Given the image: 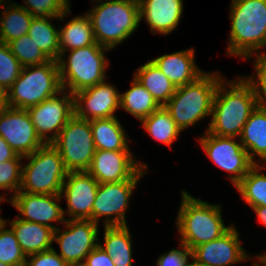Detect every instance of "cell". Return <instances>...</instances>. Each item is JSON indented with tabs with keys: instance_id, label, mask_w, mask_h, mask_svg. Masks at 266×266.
Segmentation results:
<instances>
[{
	"instance_id": "46",
	"label": "cell",
	"mask_w": 266,
	"mask_h": 266,
	"mask_svg": "<svg viewBox=\"0 0 266 266\" xmlns=\"http://www.w3.org/2000/svg\"><path fill=\"white\" fill-rule=\"evenodd\" d=\"M266 263V254L259 256Z\"/></svg>"
},
{
	"instance_id": "34",
	"label": "cell",
	"mask_w": 266,
	"mask_h": 266,
	"mask_svg": "<svg viewBox=\"0 0 266 266\" xmlns=\"http://www.w3.org/2000/svg\"><path fill=\"white\" fill-rule=\"evenodd\" d=\"M6 220L0 221V262L11 266H25L26 255L21 250L13 230L6 229Z\"/></svg>"
},
{
	"instance_id": "37",
	"label": "cell",
	"mask_w": 266,
	"mask_h": 266,
	"mask_svg": "<svg viewBox=\"0 0 266 266\" xmlns=\"http://www.w3.org/2000/svg\"><path fill=\"white\" fill-rule=\"evenodd\" d=\"M23 156L0 163V189L14 190L18 193L22 183V167L19 164Z\"/></svg>"
},
{
	"instance_id": "36",
	"label": "cell",
	"mask_w": 266,
	"mask_h": 266,
	"mask_svg": "<svg viewBox=\"0 0 266 266\" xmlns=\"http://www.w3.org/2000/svg\"><path fill=\"white\" fill-rule=\"evenodd\" d=\"M23 66L11 53L8 44L0 42V85L7 91L20 76Z\"/></svg>"
},
{
	"instance_id": "15",
	"label": "cell",
	"mask_w": 266,
	"mask_h": 266,
	"mask_svg": "<svg viewBox=\"0 0 266 266\" xmlns=\"http://www.w3.org/2000/svg\"><path fill=\"white\" fill-rule=\"evenodd\" d=\"M138 180H125L113 183H99L95 201L93 203V222L98 224L101 216L106 218L104 226L127 225L125 212L128 201Z\"/></svg>"
},
{
	"instance_id": "27",
	"label": "cell",
	"mask_w": 266,
	"mask_h": 266,
	"mask_svg": "<svg viewBox=\"0 0 266 266\" xmlns=\"http://www.w3.org/2000/svg\"><path fill=\"white\" fill-rule=\"evenodd\" d=\"M104 227L105 246L99 245L110 255L115 266H132V244L128 226Z\"/></svg>"
},
{
	"instance_id": "3",
	"label": "cell",
	"mask_w": 266,
	"mask_h": 266,
	"mask_svg": "<svg viewBox=\"0 0 266 266\" xmlns=\"http://www.w3.org/2000/svg\"><path fill=\"white\" fill-rule=\"evenodd\" d=\"M87 15L96 43L113 49L137 29L139 0H109L89 10Z\"/></svg>"
},
{
	"instance_id": "9",
	"label": "cell",
	"mask_w": 266,
	"mask_h": 266,
	"mask_svg": "<svg viewBox=\"0 0 266 266\" xmlns=\"http://www.w3.org/2000/svg\"><path fill=\"white\" fill-rule=\"evenodd\" d=\"M68 172H87L96 151L90 121L74 115L51 143Z\"/></svg>"
},
{
	"instance_id": "45",
	"label": "cell",
	"mask_w": 266,
	"mask_h": 266,
	"mask_svg": "<svg viewBox=\"0 0 266 266\" xmlns=\"http://www.w3.org/2000/svg\"><path fill=\"white\" fill-rule=\"evenodd\" d=\"M258 259H259V261L261 262V263H263V264H265L266 265V263L258 256ZM253 266H260L259 264H257V263H254V265ZM262 266V265H261Z\"/></svg>"
},
{
	"instance_id": "14",
	"label": "cell",
	"mask_w": 266,
	"mask_h": 266,
	"mask_svg": "<svg viewBox=\"0 0 266 266\" xmlns=\"http://www.w3.org/2000/svg\"><path fill=\"white\" fill-rule=\"evenodd\" d=\"M132 158L130 151L96 150L87 172L99 183L139 180L147 165Z\"/></svg>"
},
{
	"instance_id": "1",
	"label": "cell",
	"mask_w": 266,
	"mask_h": 266,
	"mask_svg": "<svg viewBox=\"0 0 266 266\" xmlns=\"http://www.w3.org/2000/svg\"><path fill=\"white\" fill-rule=\"evenodd\" d=\"M229 90L219 81L212 105V120L207 131L220 137H240L244 124L257 108V98L246 79L227 82ZM226 90V91H225Z\"/></svg>"
},
{
	"instance_id": "31",
	"label": "cell",
	"mask_w": 266,
	"mask_h": 266,
	"mask_svg": "<svg viewBox=\"0 0 266 266\" xmlns=\"http://www.w3.org/2000/svg\"><path fill=\"white\" fill-rule=\"evenodd\" d=\"M141 121L145 130L153 138L169 146L181 132L164 106H161Z\"/></svg>"
},
{
	"instance_id": "28",
	"label": "cell",
	"mask_w": 266,
	"mask_h": 266,
	"mask_svg": "<svg viewBox=\"0 0 266 266\" xmlns=\"http://www.w3.org/2000/svg\"><path fill=\"white\" fill-rule=\"evenodd\" d=\"M131 88L120 94V107L139 120H142L159 109L161 105L134 77Z\"/></svg>"
},
{
	"instance_id": "8",
	"label": "cell",
	"mask_w": 266,
	"mask_h": 266,
	"mask_svg": "<svg viewBox=\"0 0 266 266\" xmlns=\"http://www.w3.org/2000/svg\"><path fill=\"white\" fill-rule=\"evenodd\" d=\"M109 50L100 45H89L71 50L68 61L58 58L59 76L62 90L68 86L71 94L93 87L105 78L104 52Z\"/></svg>"
},
{
	"instance_id": "13",
	"label": "cell",
	"mask_w": 266,
	"mask_h": 266,
	"mask_svg": "<svg viewBox=\"0 0 266 266\" xmlns=\"http://www.w3.org/2000/svg\"><path fill=\"white\" fill-rule=\"evenodd\" d=\"M0 136L17 155L27 156L45 143L35 131L27 109L5 107L0 110Z\"/></svg>"
},
{
	"instance_id": "2",
	"label": "cell",
	"mask_w": 266,
	"mask_h": 266,
	"mask_svg": "<svg viewBox=\"0 0 266 266\" xmlns=\"http://www.w3.org/2000/svg\"><path fill=\"white\" fill-rule=\"evenodd\" d=\"M228 55L250 58L266 46V0H232Z\"/></svg>"
},
{
	"instance_id": "25",
	"label": "cell",
	"mask_w": 266,
	"mask_h": 266,
	"mask_svg": "<svg viewBox=\"0 0 266 266\" xmlns=\"http://www.w3.org/2000/svg\"><path fill=\"white\" fill-rule=\"evenodd\" d=\"M89 45H99L96 43L92 24L89 16H78L69 21L64 28L59 31L60 56L62 58L66 53L74 49H80Z\"/></svg>"
},
{
	"instance_id": "20",
	"label": "cell",
	"mask_w": 266,
	"mask_h": 266,
	"mask_svg": "<svg viewBox=\"0 0 266 266\" xmlns=\"http://www.w3.org/2000/svg\"><path fill=\"white\" fill-rule=\"evenodd\" d=\"M182 11V0H139L140 21L145 17L152 33H171L178 26Z\"/></svg>"
},
{
	"instance_id": "49",
	"label": "cell",
	"mask_w": 266,
	"mask_h": 266,
	"mask_svg": "<svg viewBox=\"0 0 266 266\" xmlns=\"http://www.w3.org/2000/svg\"><path fill=\"white\" fill-rule=\"evenodd\" d=\"M4 200H5L4 197L0 196V203H1V201H4ZM0 220H3V219L0 217Z\"/></svg>"
},
{
	"instance_id": "30",
	"label": "cell",
	"mask_w": 266,
	"mask_h": 266,
	"mask_svg": "<svg viewBox=\"0 0 266 266\" xmlns=\"http://www.w3.org/2000/svg\"><path fill=\"white\" fill-rule=\"evenodd\" d=\"M3 10V19H0V42L8 44L14 39L28 34L33 16L18 4Z\"/></svg>"
},
{
	"instance_id": "17",
	"label": "cell",
	"mask_w": 266,
	"mask_h": 266,
	"mask_svg": "<svg viewBox=\"0 0 266 266\" xmlns=\"http://www.w3.org/2000/svg\"><path fill=\"white\" fill-rule=\"evenodd\" d=\"M67 183H63L61 194H65L69 216L72 220H92L93 203L99 182L88 172H68Z\"/></svg>"
},
{
	"instance_id": "33",
	"label": "cell",
	"mask_w": 266,
	"mask_h": 266,
	"mask_svg": "<svg viewBox=\"0 0 266 266\" xmlns=\"http://www.w3.org/2000/svg\"><path fill=\"white\" fill-rule=\"evenodd\" d=\"M8 46L23 67L42 65L50 61L28 34L14 39Z\"/></svg>"
},
{
	"instance_id": "35",
	"label": "cell",
	"mask_w": 266,
	"mask_h": 266,
	"mask_svg": "<svg viewBox=\"0 0 266 266\" xmlns=\"http://www.w3.org/2000/svg\"><path fill=\"white\" fill-rule=\"evenodd\" d=\"M68 0H25L23 7L33 17H56L61 18L70 12Z\"/></svg>"
},
{
	"instance_id": "43",
	"label": "cell",
	"mask_w": 266,
	"mask_h": 266,
	"mask_svg": "<svg viewBox=\"0 0 266 266\" xmlns=\"http://www.w3.org/2000/svg\"><path fill=\"white\" fill-rule=\"evenodd\" d=\"M252 208L257 213L259 220L266 227V206H257V207H252Z\"/></svg>"
},
{
	"instance_id": "26",
	"label": "cell",
	"mask_w": 266,
	"mask_h": 266,
	"mask_svg": "<svg viewBox=\"0 0 266 266\" xmlns=\"http://www.w3.org/2000/svg\"><path fill=\"white\" fill-rule=\"evenodd\" d=\"M134 77L161 106H164L176 91L173 83L152 60L141 66Z\"/></svg>"
},
{
	"instance_id": "10",
	"label": "cell",
	"mask_w": 266,
	"mask_h": 266,
	"mask_svg": "<svg viewBox=\"0 0 266 266\" xmlns=\"http://www.w3.org/2000/svg\"><path fill=\"white\" fill-rule=\"evenodd\" d=\"M200 144L208 157L221 169L234 173L230 177L236 186L248 171L255 165L248 156L247 151L233 139V137H220L206 131L200 138Z\"/></svg>"
},
{
	"instance_id": "24",
	"label": "cell",
	"mask_w": 266,
	"mask_h": 266,
	"mask_svg": "<svg viewBox=\"0 0 266 266\" xmlns=\"http://www.w3.org/2000/svg\"><path fill=\"white\" fill-rule=\"evenodd\" d=\"M96 150L129 151L124 129L116 117L90 120Z\"/></svg>"
},
{
	"instance_id": "47",
	"label": "cell",
	"mask_w": 266,
	"mask_h": 266,
	"mask_svg": "<svg viewBox=\"0 0 266 266\" xmlns=\"http://www.w3.org/2000/svg\"><path fill=\"white\" fill-rule=\"evenodd\" d=\"M0 266H11V265L3 263V262H0Z\"/></svg>"
},
{
	"instance_id": "42",
	"label": "cell",
	"mask_w": 266,
	"mask_h": 266,
	"mask_svg": "<svg viewBox=\"0 0 266 266\" xmlns=\"http://www.w3.org/2000/svg\"><path fill=\"white\" fill-rule=\"evenodd\" d=\"M17 156L15 151L10 147V145L0 136V163L4 161H9Z\"/></svg>"
},
{
	"instance_id": "18",
	"label": "cell",
	"mask_w": 266,
	"mask_h": 266,
	"mask_svg": "<svg viewBox=\"0 0 266 266\" xmlns=\"http://www.w3.org/2000/svg\"><path fill=\"white\" fill-rule=\"evenodd\" d=\"M239 233L231 228L219 238L194 247L191 252L193 261L201 266H231L243 262L247 254L239 242Z\"/></svg>"
},
{
	"instance_id": "41",
	"label": "cell",
	"mask_w": 266,
	"mask_h": 266,
	"mask_svg": "<svg viewBox=\"0 0 266 266\" xmlns=\"http://www.w3.org/2000/svg\"><path fill=\"white\" fill-rule=\"evenodd\" d=\"M82 266H115L112 258L98 244L85 258Z\"/></svg>"
},
{
	"instance_id": "44",
	"label": "cell",
	"mask_w": 266,
	"mask_h": 266,
	"mask_svg": "<svg viewBox=\"0 0 266 266\" xmlns=\"http://www.w3.org/2000/svg\"><path fill=\"white\" fill-rule=\"evenodd\" d=\"M7 107V91L0 85V110Z\"/></svg>"
},
{
	"instance_id": "23",
	"label": "cell",
	"mask_w": 266,
	"mask_h": 266,
	"mask_svg": "<svg viewBox=\"0 0 266 266\" xmlns=\"http://www.w3.org/2000/svg\"><path fill=\"white\" fill-rule=\"evenodd\" d=\"M240 138L254 164L252 155H258L266 161V109L257 106L244 124Z\"/></svg>"
},
{
	"instance_id": "48",
	"label": "cell",
	"mask_w": 266,
	"mask_h": 266,
	"mask_svg": "<svg viewBox=\"0 0 266 266\" xmlns=\"http://www.w3.org/2000/svg\"><path fill=\"white\" fill-rule=\"evenodd\" d=\"M189 266H201V265H198V264H196V263L193 261Z\"/></svg>"
},
{
	"instance_id": "22",
	"label": "cell",
	"mask_w": 266,
	"mask_h": 266,
	"mask_svg": "<svg viewBox=\"0 0 266 266\" xmlns=\"http://www.w3.org/2000/svg\"><path fill=\"white\" fill-rule=\"evenodd\" d=\"M11 229L17 238L21 250L26 256L52 249L54 230L48 226L22 220L11 221Z\"/></svg>"
},
{
	"instance_id": "6",
	"label": "cell",
	"mask_w": 266,
	"mask_h": 266,
	"mask_svg": "<svg viewBox=\"0 0 266 266\" xmlns=\"http://www.w3.org/2000/svg\"><path fill=\"white\" fill-rule=\"evenodd\" d=\"M62 91L57 61L50 60L42 65L26 66L7 90V106L28 109L58 93L61 94Z\"/></svg>"
},
{
	"instance_id": "5",
	"label": "cell",
	"mask_w": 266,
	"mask_h": 266,
	"mask_svg": "<svg viewBox=\"0 0 266 266\" xmlns=\"http://www.w3.org/2000/svg\"><path fill=\"white\" fill-rule=\"evenodd\" d=\"M204 73L192 83L177 87L164 105L172 120L182 131L212 113V105L220 75Z\"/></svg>"
},
{
	"instance_id": "11",
	"label": "cell",
	"mask_w": 266,
	"mask_h": 266,
	"mask_svg": "<svg viewBox=\"0 0 266 266\" xmlns=\"http://www.w3.org/2000/svg\"><path fill=\"white\" fill-rule=\"evenodd\" d=\"M67 229L60 235V229L53 234V241L60 246V256L69 266L82 265L86 256L99 244L95 241L98 236V224L92 220H65Z\"/></svg>"
},
{
	"instance_id": "19",
	"label": "cell",
	"mask_w": 266,
	"mask_h": 266,
	"mask_svg": "<svg viewBox=\"0 0 266 266\" xmlns=\"http://www.w3.org/2000/svg\"><path fill=\"white\" fill-rule=\"evenodd\" d=\"M61 195L32 194L27 192H18L11 197L10 203L22 214V220L35 222L57 229L49 222H65V211L54 200H60Z\"/></svg>"
},
{
	"instance_id": "40",
	"label": "cell",
	"mask_w": 266,
	"mask_h": 266,
	"mask_svg": "<svg viewBox=\"0 0 266 266\" xmlns=\"http://www.w3.org/2000/svg\"><path fill=\"white\" fill-rule=\"evenodd\" d=\"M26 257L31 259L26 260L25 266H69L53 248Z\"/></svg>"
},
{
	"instance_id": "21",
	"label": "cell",
	"mask_w": 266,
	"mask_h": 266,
	"mask_svg": "<svg viewBox=\"0 0 266 266\" xmlns=\"http://www.w3.org/2000/svg\"><path fill=\"white\" fill-rule=\"evenodd\" d=\"M194 50H183L153 59V63L177 87L197 80L204 74L194 63Z\"/></svg>"
},
{
	"instance_id": "16",
	"label": "cell",
	"mask_w": 266,
	"mask_h": 266,
	"mask_svg": "<svg viewBox=\"0 0 266 266\" xmlns=\"http://www.w3.org/2000/svg\"><path fill=\"white\" fill-rule=\"evenodd\" d=\"M118 107L120 93L104 81L74 94L75 115L81 119L90 121L115 117L114 112Z\"/></svg>"
},
{
	"instance_id": "32",
	"label": "cell",
	"mask_w": 266,
	"mask_h": 266,
	"mask_svg": "<svg viewBox=\"0 0 266 266\" xmlns=\"http://www.w3.org/2000/svg\"><path fill=\"white\" fill-rule=\"evenodd\" d=\"M235 187L251 208L266 206V175L260 174L257 164Z\"/></svg>"
},
{
	"instance_id": "12",
	"label": "cell",
	"mask_w": 266,
	"mask_h": 266,
	"mask_svg": "<svg viewBox=\"0 0 266 266\" xmlns=\"http://www.w3.org/2000/svg\"><path fill=\"white\" fill-rule=\"evenodd\" d=\"M63 93L62 98L54 96L27 109L36 133L45 144L52 143L75 115L74 95ZM52 131L49 137L47 133Z\"/></svg>"
},
{
	"instance_id": "29",
	"label": "cell",
	"mask_w": 266,
	"mask_h": 266,
	"mask_svg": "<svg viewBox=\"0 0 266 266\" xmlns=\"http://www.w3.org/2000/svg\"><path fill=\"white\" fill-rule=\"evenodd\" d=\"M51 18L55 17H33L28 35L50 60L57 61L60 56L59 31L49 21Z\"/></svg>"
},
{
	"instance_id": "7",
	"label": "cell",
	"mask_w": 266,
	"mask_h": 266,
	"mask_svg": "<svg viewBox=\"0 0 266 266\" xmlns=\"http://www.w3.org/2000/svg\"><path fill=\"white\" fill-rule=\"evenodd\" d=\"M24 157L30 161L22 167V183L18 192L60 195L68 171L58 150L47 143Z\"/></svg>"
},
{
	"instance_id": "39",
	"label": "cell",
	"mask_w": 266,
	"mask_h": 266,
	"mask_svg": "<svg viewBox=\"0 0 266 266\" xmlns=\"http://www.w3.org/2000/svg\"><path fill=\"white\" fill-rule=\"evenodd\" d=\"M181 249L164 253L157 260V266H189L191 263H188V256L193 258V254L185 244L181 243Z\"/></svg>"
},
{
	"instance_id": "4",
	"label": "cell",
	"mask_w": 266,
	"mask_h": 266,
	"mask_svg": "<svg viewBox=\"0 0 266 266\" xmlns=\"http://www.w3.org/2000/svg\"><path fill=\"white\" fill-rule=\"evenodd\" d=\"M182 198L177 226L181 243L190 250L219 238L231 228L224 225L219 205L193 198L185 191Z\"/></svg>"
},
{
	"instance_id": "38",
	"label": "cell",
	"mask_w": 266,
	"mask_h": 266,
	"mask_svg": "<svg viewBox=\"0 0 266 266\" xmlns=\"http://www.w3.org/2000/svg\"><path fill=\"white\" fill-rule=\"evenodd\" d=\"M256 59L255 69L258 81L256 82L252 77L247 78V80L255 92L258 107L266 109V54H258Z\"/></svg>"
}]
</instances>
